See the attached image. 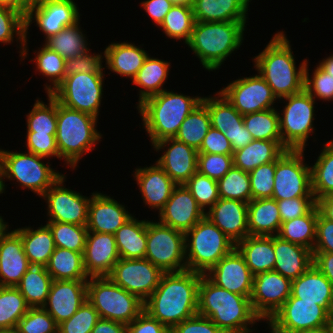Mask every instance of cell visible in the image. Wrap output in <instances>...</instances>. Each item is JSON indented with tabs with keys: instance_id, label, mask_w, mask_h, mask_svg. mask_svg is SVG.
Here are the masks:
<instances>
[{
	"instance_id": "cell-38",
	"label": "cell",
	"mask_w": 333,
	"mask_h": 333,
	"mask_svg": "<svg viewBox=\"0 0 333 333\" xmlns=\"http://www.w3.org/2000/svg\"><path fill=\"white\" fill-rule=\"evenodd\" d=\"M170 64V61H164L148 55L143 66L132 80V84L141 87L139 89V100L137 106L146 98L165 90L163 87L166 82L165 80L169 75Z\"/></svg>"
},
{
	"instance_id": "cell-47",
	"label": "cell",
	"mask_w": 333,
	"mask_h": 333,
	"mask_svg": "<svg viewBox=\"0 0 333 333\" xmlns=\"http://www.w3.org/2000/svg\"><path fill=\"white\" fill-rule=\"evenodd\" d=\"M38 51H34L35 58L30 60L35 62L36 71L40 72L43 76L48 78L50 85L46 83L45 91L47 94H51L64 80L65 73V59L57 52L50 50L44 44ZM52 85V86H51Z\"/></svg>"
},
{
	"instance_id": "cell-11",
	"label": "cell",
	"mask_w": 333,
	"mask_h": 333,
	"mask_svg": "<svg viewBox=\"0 0 333 333\" xmlns=\"http://www.w3.org/2000/svg\"><path fill=\"white\" fill-rule=\"evenodd\" d=\"M145 258L164 273L186 270L185 234L159 221L147 220Z\"/></svg>"
},
{
	"instance_id": "cell-77",
	"label": "cell",
	"mask_w": 333,
	"mask_h": 333,
	"mask_svg": "<svg viewBox=\"0 0 333 333\" xmlns=\"http://www.w3.org/2000/svg\"><path fill=\"white\" fill-rule=\"evenodd\" d=\"M328 332L333 333V313L330 314L329 321L327 323Z\"/></svg>"
},
{
	"instance_id": "cell-79",
	"label": "cell",
	"mask_w": 333,
	"mask_h": 333,
	"mask_svg": "<svg viewBox=\"0 0 333 333\" xmlns=\"http://www.w3.org/2000/svg\"><path fill=\"white\" fill-rule=\"evenodd\" d=\"M174 3H185L191 5L193 0H172Z\"/></svg>"
},
{
	"instance_id": "cell-25",
	"label": "cell",
	"mask_w": 333,
	"mask_h": 333,
	"mask_svg": "<svg viewBox=\"0 0 333 333\" xmlns=\"http://www.w3.org/2000/svg\"><path fill=\"white\" fill-rule=\"evenodd\" d=\"M207 211L205 217L233 243L236 244L249 235L248 203L219 198Z\"/></svg>"
},
{
	"instance_id": "cell-50",
	"label": "cell",
	"mask_w": 333,
	"mask_h": 333,
	"mask_svg": "<svg viewBox=\"0 0 333 333\" xmlns=\"http://www.w3.org/2000/svg\"><path fill=\"white\" fill-rule=\"evenodd\" d=\"M29 308L17 287L0 286V329L16 328Z\"/></svg>"
},
{
	"instance_id": "cell-4",
	"label": "cell",
	"mask_w": 333,
	"mask_h": 333,
	"mask_svg": "<svg viewBox=\"0 0 333 333\" xmlns=\"http://www.w3.org/2000/svg\"><path fill=\"white\" fill-rule=\"evenodd\" d=\"M202 99L165 89L139 104L136 108L152 145L166 138H175L184 119Z\"/></svg>"
},
{
	"instance_id": "cell-71",
	"label": "cell",
	"mask_w": 333,
	"mask_h": 333,
	"mask_svg": "<svg viewBox=\"0 0 333 333\" xmlns=\"http://www.w3.org/2000/svg\"><path fill=\"white\" fill-rule=\"evenodd\" d=\"M319 212L326 218L333 221V195H327L316 201Z\"/></svg>"
},
{
	"instance_id": "cell-32",
	"label": "cell",
	"mask_w": 333,
	"mask_h": 333,
	"mask_svg": "<svg viewBox=\"0 0 333 333\" xmlns=\"http://www.w3.org/2000/svg\"><path fill=\"white\" fill-rule=\"evenodd\" d=\"M134 43H111L106 46L103 56L106 60V69L117 75L134 79L148 57V52Z\"/></svg>"
},
{
	"instance_id": "cell-75",
	"label": "cell",
	"mask_w": 333,
	"mask_h": 333,
	"mask_svg": "<svg viewBox=\"0 0 333 333\" xmlns=\"http://www.w3.org/2000/svg\"><path fill=\"white\" fill-rule=\"evenodd\" d=\"M3 217L0 216V243L3 239V237L9 232V225L8 222H4Z\"/></svg>"
},
{
	"instance_id": "cell-20",
	"label": "cell",
	"mask_w": 333,
	"mask_h": 333,
	"mask_svg": "<svg viewBox=\"0 0 333 333\" xmlns=\"http://www.w3.org/2000/svg\"><path fill=\"white\" fill-rule=\"evenodd\" d=\"M151 146L156 152L162 149L163 155L156 163L177 185H184L197 172L198 151L193 147L176 138H166Z\"/></svg>"
},
{
	"instance_id": "cell-35",
	"label": "cell",
	"mask_w": 333,
	"mask_h": 333,
	"mask_svg": "<svg viewBox=\"0 0 333 333\" xmlns=\"http://www.w3.org/2000/svg\"><path fill=\"white\" fill-rule=\"evenodd\" d=\"M277 201L273 198L252 199L248 203V230L251 236H275L281 226Z\"/></svg>"
},
{
	"instance_id": "cell-78",
	"label": "cell",
	"mask_w": 333,
	"mask_h": 333,
	"mask_svg": "<svg viewBox=\"0 0 333 333\" xmlns=\"http://www.w3.org/2000/svg\"><path fill=\"white\" fill-rule=\"evenodd\" d=\"M0 333H18L17 328H1Z\"/></svg>"
},
{
	"instance_id": "cell-3",
	"label": "cell",
	"mask_w": 333,
	"mask_h": 333,
	"mask_svg": "<svg viewBox=\"0 0 333 333\" xmlns=\"http://www.w3.org/2000/svg\"><path fill=\"white\" fill-rule=\"evenodd\" d=\"M254 68L271 87L277 99L304 90L307 59L296 67L295 57L284 31L275 33L255 58Z\"/></svg>"
},
{
	"instance_id": "cell-12",
	"label": "cell",
	"mask_w": 333,
	"mask_h": 333,
	"mask_svg": "<svg viewBox=\"0 0 333 333\" xmlns=\"http://www.w3.org/2000/svg\"><path fill=\"white\" fill-rule=\"evenodd\" d=\"M304 150H286L276 160L274 190L276 201L292 198H314L311 167L305 163Z\"/></svg>"
},
{
	"instance_id": "cell-41",
	"label": "cell",
	"mask_w": 333,
	"mask_h": 333,
	"mask_svg": "<svg viewBox=\"0 0 333 333\" xmlns=\"http://www.w3.org/2000/svg\"><path fill=\"white\" fill-rule=\"evenodd\" d=\"M317 218L318 207L315 205L306 215L283 222L277 236L313 251Z\"/></svg>"
},
{
	"instance_id": "cell-74",
	"label": "cell",
	"mask_w": 333,
	"mask_h": 333,
	"mask_svg": "<svg viewBox=\"0 0 333 333\" xmlns=\"http://www.w3.org/2000/svg\"><path fill=\"white\" fill-rule=\"evenodd\" d=\"M294 333H329V332L327 326H322V327L310 328L307 330H300Z\"/></svg>"
},
{
	"instance_id": "cell-19",
	"label": "cell",
	"mask_w": 333,
	"mask_h": 333,
	"mask_svg": "<svg viewBox=\"0 0 333 333\" xmlns=\"http://www.w3.org/2000/svg\"><path fill=\"white\" fill-rule=\"evenodd\" d=\"M36 22L39 30L45 35V40L56 35L66 26L80 21V14L74 0H45L41 6L31 9L25 16V38L29 26Z\"/></svg>"
},
{
	"instance_id": "cell-10",
	"label": "cell",
	"mask_w": 333,
	"mask_h": 333,
	"mask_svg": "<svg viewBox=\"0 0 333 333\" xmlns=\"http://www.w3.org/2000/svg\"><path fill=\"white\" fill-rule=\"evenodd\" d=\"M281 99L287 101L278 113L282 144L287 150H305L306 141L316 130L315 99L305 89Z\"/></svg>"
},
{
	"instance_id": "cell-70",
	"label": "cell",
	"mask_w": 333,
	"mask_h": 333,
	"mask_svg": "<svg viewBox=\"0 0 333 333\" xmlns=\"http://www.w3.org/2000/svg\"><path fill=\"white\" fill-rule=\"evenodd\" d=\"M91 333H127V325L117 321L100 318Z\"/></svg>"
},
{
	"instance_id": "cell-2",
	"label": "cell",
	"mask_w": 333,
	"mask_h": 333,
	"mask_svg": "<svg viewBox=\"0 0 333 333\" xmlns=\"http://www.w3.org/2000/svg\"><path fill=\"white\" fill-rule=\"evenodd\" d=\"M198 314L209 318L224 333H252L250 328L261 321L250 298L217 286L205 275L198 289Z\"/></svg>"
},
{
	"instance_id": "cell-26",
	"label": "cell",
	"mask_w": 333,
	"mask_h": 333,
	"mask_svg": "<svg viewBox=\"0 0 333 333\" xmlns=\"http://www.w3.org/2000/svg\"><path fill=\"white\" fill-rule=\"evenodd\" d=\"M131 217L126 207L110 195L93 192L88 205L87 230L114 235Z\"/></svg>"
},
{
	"instance_id": "cell-59",
	"label": "cell",
	"mask_w": 333,
	"mask_h": 333,
	"mask_svg": "<svg viewBox=\"0 0 333 333\" xmlns=\"http://www.w3.org/2000/svg\"><path fill=\"white\" fill-rule=\"evenodd\" d=\"M232 166V155L198 153L197 171L216 181L220 180Z\"/></svg>"
},
{
	"instance_id": "cell-23",
	"label": "cell",
	"mask_w": 333,
	"mask_h": 333,
	"mask_svg": "<svg viewBox=\"0 0 333 333\" xmlns=\"http://www.w3.org/2000/svg\"><path fill=\"white\" fill-rule=\"evenodd\" d=\"M158 215L160 223L185 233L205 217V212L184 185H177Z\"/></svg>"
},
{
	"instance_id": "cell-69",
	"label": "cell",
	"mask_w": 333,
	"mask_h": 333,
	"mask_svg": "<svg viewBox=\"0 0 333 333\" xmlns=\"http://www.w3.org/2000/svg\"><path fill=\"white\" fill-rule=\"evenodd\" d=\"M313 264L333 287V253H313Z\"/></svg>"
},
{
	"instance_id": "cell-58",
	"label": "cell",
	"mask_w": 333,
	"mask_h": 333,
	"mask_svg": "<svg viewBox=\"0 0 333 333\" xmlns=\"http://www.w3.org/2000/svg\"><path fill=\"white\" fill-rule=\"evenodd\" d=\"M312 73L309 75L308 61L305 68V81L304 89L315 99L323 101L333 100V77L325 72L319 65H317Z\"/></svg>"
},
{
	"instance_id": "cell-8",
	"label": "cell",
	"mask_w": 333,
	"mask_h": 333,
	"mask_svg": "<svg viewBox=\"0 0 333 333\" xmlns=\"http://www.w3.org/2000/svg\"><path fill=\"white\" fill-rule=\"evenodd\" d=\"M184 234L186 270L202 275L235 248V243L206 217Z\"/></svg>"
},
{
	"instance_id": "cell-67",
	"label": "cell",
	"mask_w": 333,
	"mask_h": 333,
	"mask_svg": "<svg viewBox=\"0 0 333 333\" xmlns=\"http://www.w3.org/2000/svg\"><path fill=\"white\" fill-rule=\"evenodd\" d=\"M140 4L155 24L160 26L165 18V15L174 5V2L172 0H145Z\"/></svg>"
},
{
	"instance_id": "cell-1",
	"label": "cell",
	"mask_w": 333,
	"mask_h": 333,
	"mask_svg": "<svg viewBox=\"0 0 333 333\" xmlns=\"http://www.w3.org/2000/svg\"><path fill=\"white\" fill-rule=\"evenodd\" d=\"M202 274L185 270L164 273L144 302V311L168 329L198 314V289Z\"/></svg>"
},
{
	"instance_id": "cell-7",
	"label": "cell",
	"mask_w": 333,
	"mask_h": 333,
	"mask_svg": "<svg viewBox=\"0 0 333 333\" xmlns=\"http://www.w3.org/2000/svg\"><path fill=\"white\" fill-rule=\"evenodd\" d=\"M41 156L30 152H13L0 148V191H5V181L16 180L21 188L29 189L39 197L60 178L63 174L46 164Z\"/></svg>"
},
{
	"instance_id": "cell-33",
	"label": "cell",
	"mask_w": 333,
	"mask_h": 333,
	"mask_svg": "<svg viewBox=\"0 0 333 333\" xmlns=\"http://www.w3.org/2000/svg\"><path fill=\"white\" fill-rule=\"evenodd\" d=\"M287 149L282 140H252L233 151V166L250 172L260 165L276 161Z\"/></svg>"
},
{
	"instance_id": "cell-52",
	"label": "cell",
	"mask_w": 333,
	"mask_h": 333,
	"mask_svg": "<svg viewBox=\"0 0 333 333\" xmlns=\"http://www.w3.org/2000/svg\"><path fill=\"white\" fill-rule=\"evenodd\" d=\"M219 198L251 201V184L248 172L235 166L217 181Z\"/></svg>"
},
{
	"instance_id": "cell-17",
	"label": "cell",
	"mask_w": 333,
	"mask_h": 333,
	"mask_svg": "<svg viewBox=\"0 0 333 333\" xmlns=\"http://www.w3.org/2000/svg\"><path fill=\"white\" fill-rule=\"evenodd\" d=\"M257 74L236 79L220 90L241 115L272 109L278 100L267 82Z\"/></svg>"
},
{
	"instance_id": "cell-14",
	"label": "cell",
	"mask_w": 333,
	"mask_h": 333,
	"mask_svg": "<svg viewBox=\"0 0 333 333\" xmlns=\"http://www.w3.org/2000/svg\"><path fill=\"white\" fill-rule=\"evenodd\" d=\"M329 318L330 313L323 306L290 295L267 324L271 333H294L327 326Z\"/></svg>"
},
{
	"instance_id": "cell-6",
	"label": "cell",
	"mask_w": 333,
	"mask_h": 333,
	"mask_svg": "<svg viewBox=\"0 0 333 333\" xmlns=\"http://www.w3.org/2000/svg\"><path fill=\"white\" fill-rule=\"evenodd\" d=\"M97 120L90 114L68 108L57 101L56 143L59 159H64L72 170L76 169L83 155L92 151L101 141L102 134L96 129Z\"/></svg>"
},
{
	"instance_id": "cell-73",
	"label": "cell",
	"mask_w": 333,
	"mask_h": 333,
	"mask_svg": "<svg viewBox=\"0 0 333 333\" xmlns=\"http://www.w3.org/2000/svg\"><path fill=\"white\" fill-rule=\"evenodd\" d=\"M325 72L330 74L333 77V54L328 56L327 58H323L322 61L318 64Z\"/></svg>"
},
{
	"instance_id": "cell-21",
	"label": "cell",
	"mask_w": 333,
	"mask_h": 333,
	"mask_svg": "<svg viewBox=\"0 0 333 333\" xmlns=\"http://www.w3.org/2000/svg\"><path fill=\"white\" fill-rule=\"evenodd\" d=\"M205 276L221 288L251 297L254 275L236 248L225 255Z\"/></svg>"
},
{
	"instance_id": "cell-55",
	"label": "cell",
	"mask_w": 333,
	"mask_h": 333,
	"mask_svg": "<svg viewBox=\"0 0 333 333\" xmlns=\"http://www.w3.org/2000/svg\"><path fill=\"white\" fill-rule=\"evenodd\" d=\"M18 333H58L54 318L43 308H29L18 321Z\"/></svg>"
},
{
	"instance_id": "cell-63",
	"label": "cell",
	"mask_w": 333,
	"mask_h": 333,
	"mask_svg": "<svg viewBox=\"0 0 333 333\" xmlns=\"http://www.w3.org/2000/svg\"><path fill=\"white\" fill-rule=\"evenodd\" d=\"M313 253H333V221L326 219L318 210L316 240Z\"/></svg>"
},
{
	"instance_id": "cell-43",
	"label": "cell",
	"mask_w": 333,
	"mask_h": 333,
	"mask_svg": "<svg viewBox=\"0 0 333 333\" xmlns=\"http://www.w3.org/2000/svg\"><path fill=\"white\" fill-rule=\"evenodd\" d=\"M202 103L208 108L211 126L225 133L226 130L239 128L243 122L241 115L220 92L212 97H203Z\"/></svg>"
},
{
	"instance_id": "cell-39",
	"label": "cell",
	"mask_w": 333,
	"mask_h": 333,
	"mask_svg": "<svg viewBox=\"0 0 333 333\" xmlns=\"http://www.w3.org/2000/svg\"><path fill=\"white\" fill-rule=\"evenodd\" d=\"M53 279L46 267L30 266L16 286L30 308L43 307Z\"/></svg>"
},
{
	"instance_id": "cell-72",
	"label": "cell",
	"mask_w": 333,
	"mask_h": 333,
	"mask_svg": "<svg viewBox=\"0 0 333 333\" xmlns=\"http://www.w3.org/2000/svg\"><path fill=\"white\" fill-rule=\"evenodd\" d=\"M45 0H17V11L24 16L33 8L41 6Z\"/></svg>"
},
{
	"instance_id": "cell-29",
	"label": "cell",
	"mask_w": 333,
	"mask_h": 333,
	"mask_svg": "<svg viewBox=\"0 0 333 333\" xmlns=\"http://www.w3.org/2000/svg\"><path fill=\"white\" fill-rule=\"evenodd\" d=\"M275 252L274 271L295 280L313 265V252L303 246L293 244L279 236H273Z\"/></svg>"
},
{
	"instance_id": "cell-31",
	"label": "cell",
	"mask_w": 333,
	"mask_h": 333,
	"mask_svg": "<svg viewBox=\"0 0 333 333\" xmlns=\"http://www.w3.org/2000/svg\"><path fill=\"white\" fill-rule=\"evenodd\" d=\"M252 0H193L195 21L234 22L247 21L249 2Z\"/></svg>"
},
{
	"instance_id": "cell-61",
	"label": "cell",
	"mask_w": 333,
	"mask_h": 333,
	"mask_svg": "<svg viewBox=\"0 0 333 333\" xmlns=\"http://www.w3.org/2000/svg\"><path fill=\"white\" fill-rule=\"evenodd\" d=\"M89 50L85 54L76 56L65 60V73L67 75H73L76 73H103L105 67H103L102 54H93Z\"/></svg>"
},
{
	"instance_id": "cell-64",
	"label": "cell",
	"mask_w": 333,
	"mask_h": 333,
	"mask_svg": "<svg viewBox=\"0 0 333 333\" xmlns=\"http://www.w3.org/2000/svg\"><path fill=\"white\" fill-rule=\"evenodd\" d=\"M198 153L233 155V149L224 133L211 126Z\"/></svg>"
},
{
	"instance_id": "cell-42",
	"label": "cell",
	"mask_w": 333,
	"mask_h": 333,
	"mask_svg": "<svg viewBox=\"0 0 333 333\" xmlns=\"http://www.w3.org/2000/svg\"><path fill=\"white\" fill-rule=\"evenodd\" d=\"M85 35L78 21L73 25L66 26L56 35L50 36L44 40L45 43L43 44L67 60L85 54L90 50L87 47L89 43H87Z\"/></svg>"
},
{
	"instance_id": "cell-34",
	"label": "cell",
	"mask_w": 333,
	"mask_h": 333,
	"mask_svg": "<svg viewBox=\"0 0 333 333\" xmlns=\"http://www.w3.org/2000/svg\"><path fill=\"white\" fill-rule=\"evenodd\" d=\"M235 248L243 256L251 273L274 270L275 252L273 249V236H251L235 244Z\"/></svg>"
},
{
	"instance_id": "cell-15",
	"label": "cell",
	"mask_w": 333,
	"mask_h": 333,
	"mask_svg": "<svg viewBox=\"0 0 333 333\" xmlns=\"http://www.w3.org/2000/svg\"><path fill=\"white\" fill-rule=\"evenodd\" d=\"M163 274L159 267L146 258H120L108 277L116 285L145 302L159 285Z\"/></svg>"
},
{
	"instance_id": "cell-13",
	"label": "cell",
	"mask_w": 333,
	"mask_h": 333,
	"mask_svg": "<svg viewBox=\"0 0 333 333\" xmlns=\"http://www.w3.org/2000/svg\"><path fill=\"white\" fill-rule=\"evenodd\" d=\"M104 74L76 73L67 75L51 95L68 108L98 118L103 98Z\"/></svg>"
},
{
	"instance_id": "cell-60",
	"label": "cell",
	"mask_w": 333,
	"mask_h": 333,
	"mask_svg": "<svg viewBox=\"0 0 333 333\" xmlns=\"http://www.w3.org/2000/svg\"><path fill=\"white\" fill-rule=\"evenodd\" d=\"M27 152L44 158L56 157L59 159V151L56 143V134H42L37 132H27L26 135Z\"/></svg>"
},
{
	"instance_id": "cell-28",
	"label": "cell",
	"mask_w": 333,
	"mask_h": 333,
	"mask_svg": "<svg viewBox=\"0 0 333 333\" xmlns=\"http://www.w3.org/2000/svg\"><path fill=\"white\" fill-rule=\"evenodd\" d=\"M30 266L20 234L9 231L0 243V286L16 287Z\"/></svg>"
},
{
	"instance_id": "cell-9",
	"label": "cell",
	"mask_w": 333,
	"mask_h": 333,
	"mask_svg": "<svg viewBox=\"0 0 333 333\" xmlns=\"http://www.w3.org/2000/svg\"><path fill=\"white\" fill-rule=\"evenodd\" d=\"M87 300L100 318L129 325L144 311V302L116 285L108 276L89 277Z\"/></svg>"
},
{
	"instance_id": "cell-16",
	"label": "cell",
	"mask_w": 333,
	"mask_h": 333,
	"mask_svg": "<svg viewBox=\"0 0 333 333\" xmlns=\"http://www.w3.org/2000/svg\"><path fill=\"white\" fill-rule=\"evenodd\" d=\"M65 174L60 177L44 194L47 203V222L72 223L87 226L90 197L64 186Z\"/></svg>"
},
{
	"instance_id": "cell-37",
	"label": "cell",
	"mask_w": 333,
	"mask_h": 333,
	"mask_svg": "<svg viewBox=\"0 0 333 333\" xmlns=\"http://www.w3.org/2000/svg\"><path fill=\"white\" fill-rule=\"evenodd\" d=\"M133 215L114 234L120 258H145L147 248V221Z\"/></svg>"
},
{
	"instance_id": "cell-76",
	"label": "cell",
	"mask_w": 333,
	"mask_h": 333,
	"mask_svg": "<svg viewBox=\"0 0 333 333\" xmlns=\"http://www.w3.org/2000/svg\"><path fill=\"white\" fill-rule=\"evenodd\" d=\"M0 6L17 10V0H0Z\"/></svg>"
},
{
	"instance_id": "cell-40",
	"label": "cell",
	"mask_w": 333,
	"mask_h": 333,
	"mask_svg": "<svg viewBox=\"0 0 333 333\" xmlns=\"http://www.w3.org/2000/svg\"><path fill=\"white\" fill-rule=\"evenodd\" d=\"M53 280H89L83 264V253L55 247L46 266Z\"/></svg>"
},
{
	"instance_id": "cell-54",
	"label": "cell",
	"mask_w": 333,
	"mask_h": 333,
	"mask_svg": "<svg viewBox=\"0 0 333 333\" xmlns=\"http://www.w3.org/2000/svg\"><path fill=\"white\" fill-rule=\"evenodd\" d=\"M204 212L219 200L218 184L198 171L184 184ZM206 210V211H205Z\"/></svg>"
},
{
	"instance_id": "cell-56",
	"label": "cell",
	"mask_w": 333,
	"mask_h": 333,
	"mask_svg": "<svg viewBox=\"0 0 333 333\" xmlns=\"http://www.w3.org/2000/svg\"><path fill=\"white\" fill-rule=\"evenodd\" d=\"M99 319L98 312L86 300L75 314L58 325V333H91Z\"/></svg>"
},
{
	"instance_id": "cell-49",
	"label": "cell",
	"mask_w": 333,
	"mask_h": 333,
	"mask_svg": "<svg viewBox=\"0 0 333 333\" xmlns=\"http://www.w3.org/2000/svg\"><path fill=\"white\" fill-rule=\"evenodd\" d=\"M14 37L17 39L15 41L20 42L19 53L24 60L29 50L28 40L25 38V16L17 10L0 6V42L9 45L14 41Z\"/></svg>"
},
{
	"instance_id": "cell-46",
	"label": "cell",
	"mask_w": 333,
	"mask_h": 333,
	"mask_svg": "<svg viewBox=\"0 0 333 333\" xmlns=\"http://www.w3.org/2000/svg\"><path fill=\"white\" fill-rule=\"evenodd\" d=\"M210 127L208 108L201 102L184 119L175 138L198 151Z\"/></svg>"
},
{
	"instance_id": "cell-5",
	"label": "cell",
	"mask_w": 333,
	"mask_h": 333,
	"mask_svg": "<svg viewBox=\"0 0 333 333\" xmlns=\"http://www.w3.org/2000/svg\"><path fill=\"white\" fill-rule=\"evenodd\" d=\"M246 22L196 21L187 45L205 70H218L226 58L242 45Z\"/></svg>"
},
{
	"instance_id": "cell-48",
	"label": "cell",
	"mask_w": 333,
	"mask_h": 333,
	"mask_svg": "<svg viewBox=\"0 0 333 333\" xmlns=\"http://www.w3.org/2000/svg\"><path fill=\"white\" fill-rule=\"evenodd\" d=\"M278 113L275 108L249 113L243 122L254 140H282Z\"/></svg>"
},
{
	"instance_id": "cell-53",
	"label": "cell",
	"mask_w": 333,
	"mask_h": 333,
	"mask_svg": "<svg viewBox=\"0 0 333 333\" xmlns=\"http://www.w3.org/2000/svg\"><path fill=\"white\" fill-rule=\"evenodd\" d=\"M52 231L55 247L84 253L87 226L72 223L47 222Z\"/></svg>"
},
{
	"instance_id": "cell-44",
	"label": "cell",
	"mask_w": 333,
	"mask_h": 333,
	"mask_svg": "<svg viewBox=\"0 0 333 333\" xmlns=\"http://www.w3.org/2000/svg\"><path fill=\"white\" fill-rule=\"evenodd\" d=\"M195 22L192 5L174 3L159 27L163 29L166 37L180 41L183 39L184 43L187 44Z\"/></svg>"
},
{
	"instance_id": "cell-22",
	"label": "cell",
	"mask_w": 333,
	"mask_h": 333,
	"mask_svg": "<svg viewBox=\"0 0 333 333\" xmlns=\"http://www.w3.org/2000/svg\"><path fill=\"white\" fill-rule=\"evenodd\" d=\"M88 280H53L43 308L57 325L68 320L87 300Z\"/></svg>"
},
{
	"instance_id": "cell-66",
	"label": "cell",
	"mask_w": 333,
	"mask_h": 333,
	"mask_svg": "<svg viewBox=\"0 0 333 333\" xmlns=\"http://www.w3.org/2000/svg\"><path fill=\"white\" fill-rule=\"evenodd\" d=\"M127 333H170V329L143 311L127 325Z\"/></svg>"
},
{
	"instance_id": "cell-27",
	"label": "cell",
	"mask_w": 333,
	"mask_h": 333,
	"mask_svg": "<svg viewBox=\"0 0 333 333\" xmlns=\"http://www.w3.org/2000/svg\"><path fill=\"white\" fill-rule=\"evenodd\" d=\"M134 179L142 195L143 202L148 208L157 209L159 212L171 197L177 184L155 162L154 165L138 167L134 171Z\"/></svg>"
},
{
	"instance_id": "cell-30",
	"label": "cell",
	"mask_w": 333,
	"mask_h": 333,
	"mask_svg": "<svg viewBox=\"0 0 333 333\" xmlns=\"http://www.w3.org/2000/svg\"><path fill=\"white\" fill-rule=\"evenodd\" d=\"M291 295L302 301L316 302L333 313V287L314 264L292 281Z\"/></svg>"
},
{
	"instance_id": "cell-62",
	"label": "cell",
	"mask_w": 333,
	"mask_h": 333,
	"mask_svg": "<svg viewBox=\"0 0 333 333\" xmlns=\"http://www.w3.org/2000/svg\"><path fill=\"white\" fill-rule=\"evenodd\" d=\"M281 223L306 215L315 205L314 198H292L277 201Z\"/></svg>"
},
{
	"instance_id": "cell-45",
	"label": "cell",
	"mask_w": 333,
	"mask_h": 333,
	"mask_svg": "<svg viewBox=\"0 0 333 333\" xmlns=\"http://www.w3.org/2000/svg\"><path fill=\"white\" fill-rule=\"evenodd\" d=\"M323 146L316 162L310 166L315 201L321 197L333 195V138Z\"/></svg>"
},
{
	"instance_id": "cell-18",
	"label": "cell",
	"mask_w": 333,
	"mask_h": 333,
	"mask_svg": "<svg viewBox=\"0 0 333 333\" xmlns=\"http://www.w3.org/2000/svg\"><path fill=\"white\" fill-rule=\"evenodd\" d=\"M292 281L272 270L253 277L250 301L254 312L266 322L291 295Z\"/></svg>"
},
{
	"instance_id": "cell-68",
	"label": "cell",
	"mask_w": 333,
	"mask_h": 333,
	"mask_svg": "<svg viewBox=\"0 0 333 333\" xmlns=\"http://www.w3.org/2000/svg\"><path fill=\"white\" fill-rule=\"evenodd\" d=\"M224 135L230 141L233 151L245 147L254 140L244 124L239 128L226 130Z\"/></svg>"
},
{
	"instance_id": "cell-24",
	"label": "cell",
	"mask_w": 333,
	"mask_h": 333,
	"mask_svg": "<svg viewBox=\"0 0 333 333\" xmlns=\"http://www.w3.org/2000/svg\"><path fill=\"white\" fill-rule=\"evenodd\" d=\"M119 259L113 234L87 232L83 264L88 277L108 276Z\"/></svg>"
},
{
	"instance_id": "cell-36",
	"label": "cell",
	"mask_w": 333,
	"mask_h": 333,
	"mask_svg": "<svg viewBox=\"0 0 333 333\" xmlns=\"http://www.w3.org/2000/svg\"><path fill=\"white\" fill-rule=\"evenodd\" d=\"M15 230L20 234L29 264L46 267L55 250L53 234L49 226L46 224L37 229L25 226Z\"/></svg>"
},
{
	"instance_id": "cell-65",
	"label": "cell",
	"mask_w": 333,
	"mask_h": 333,
	"mask_svg": "<svg viewBox=\"0 0 333 333\" xmlns=\"http://www.w3.org/2000/svg\"><path fill=\"white\" fill-rule=\"evenodd\" d=\"M170 333H224L209 318L196 314L195 316L175 325Z\"/></svg>"
},
{
	"instance_id": "cell-51",
	"label": "cell",
	"mask_w": 333,
	"mask_h": 333,
	"mask_svg": "<svg viewBox=\"0 0 333 333\" xmlns=\"http://www.w3.org/2000/svg\"><path fill=\"white\" fill-rule=\"evenodd\" d=\"M48 102L36 100L31 111L26 115L27 132L56 134L57 132V100L47 94Z\"/></svg>"
},
{
	"instance_id": "cell-57",
	"label": "cell",
	"mask_w": 333,
	"mask_h": 333,
	"mask_svg": "<svg viewBox=\"0 0 333 333\" xmlns=\"http://www.w3.org/2000/svg\"><path fill=\"white\" fill-rule=\"evenodd\" d=\"M276 161L265 163L248 172L251 184V200L272 198Z\"/></svg>"
}]
</instances>
